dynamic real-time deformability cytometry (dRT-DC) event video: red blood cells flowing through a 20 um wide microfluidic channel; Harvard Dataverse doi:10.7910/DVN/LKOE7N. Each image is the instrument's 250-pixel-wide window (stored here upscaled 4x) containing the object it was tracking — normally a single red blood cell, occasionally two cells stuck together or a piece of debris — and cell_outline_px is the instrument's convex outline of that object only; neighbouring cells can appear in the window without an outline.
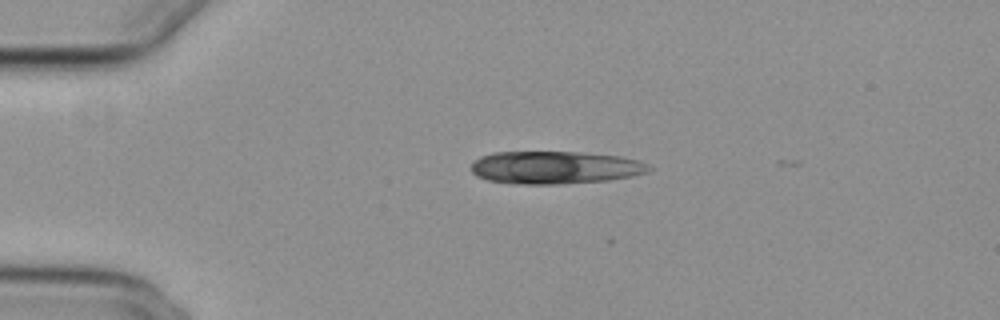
{"species": "common noctule bat (a hibernating species)", "species_latin": "Nyctalus noctula", "temperature_condition": "cold", "stored_images_in_passage": 8, "camera_frame_rate_fps": 3000, "um_per_image_px": 0.085, "animal": {"sex": "female", "body_mass_g": 29.2, "forearm_length_mm": 56.3}, "frame": {"image": 1, "passage_image": 1, "time_ms": 0.0, "image_size_px": [1000, 320], "cell_outline_px": [[652, 168], [648, 172], [632, 176], [608, 180], [560, 184], [512, 184], [488, 180], [476, 176], [468, 168], [480, 156], [492, 152], [576, 152], [620, 156], [640, 160], [648, 164]], "centroid_in_image_um": [47.16, 14.24], "position_along_channel_um": 37.8, "area_um2": 34.16}}